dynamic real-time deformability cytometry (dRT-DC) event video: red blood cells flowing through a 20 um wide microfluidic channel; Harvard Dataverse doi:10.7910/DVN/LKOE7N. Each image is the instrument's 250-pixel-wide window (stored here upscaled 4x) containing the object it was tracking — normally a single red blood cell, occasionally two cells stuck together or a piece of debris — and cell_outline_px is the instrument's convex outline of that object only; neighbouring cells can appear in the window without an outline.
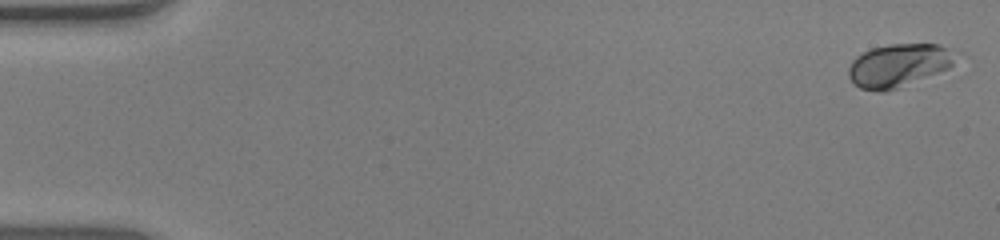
{"species": "human", "species_latin": "Homo sapiens", "temperature_condition": "warm", "stored_images_in_passage": 53, "camera_frame_rate_fps": 3000, "um_per_image_px": 0.085, "donor": {"sex": "male"}, "frame": {"image": 1, "passage_image": 1, "time_ms": 0.0, "image_size_px": [1000, 240], "cell_outline_px": [[964, 52], [948, 68], [896, 88], [884, 92], [876, 92], [860, 88], [848, 76], [848, 68], [852, 60], [856, 56], [872, 48], [888, 44], [940, 44]], "centroid_in_image_um": [76.44, 5.52], "position_along_channel_um": 8.6, "area_um2": 27.17}}
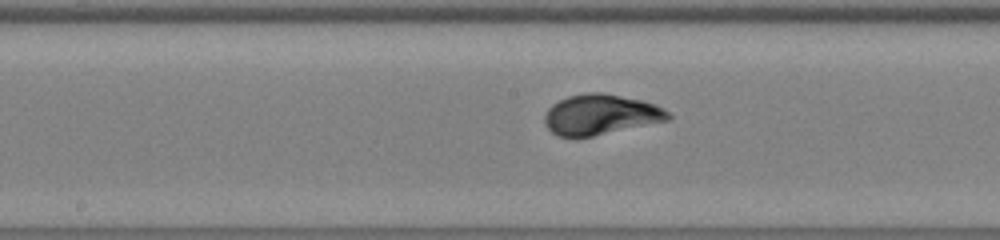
{"frame": {"image": 2, "passage_image": 28, "time_ms": 9.0, "image_size_px": [1000, 240], "cell_outline_px": [[672, 120], [576, 140], [560, 136], [552, 132], [544, 124], [544, 116], [548, 108], [552, 104], [568, 96], [584, 92], [604, 92], [644, 100], [656, 104], [664, 108], [672, 116]], "centroid_in_image_um": [51.08, 9.76], "position_along_channel_um": 197.1, "area_um2": 30.06}}
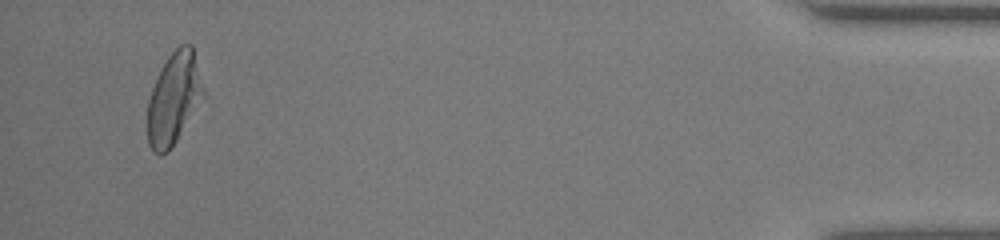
{"frame": {"image": 3, "passage_image": 51, "time_ms": 16.667, "image_size_px": [1000, 240], "cell_outline_px": [[208, 96], [168, 152], [160, 156], [152, 152], [148, 144], [148, 100], [152, 88], [160, 68], [168, 56], [180, 44], [192, 44]], "centroid_in_image_um": [14.83, 8.38], "position_along_channel_um": 420.4, "area_um2": 30.87}}